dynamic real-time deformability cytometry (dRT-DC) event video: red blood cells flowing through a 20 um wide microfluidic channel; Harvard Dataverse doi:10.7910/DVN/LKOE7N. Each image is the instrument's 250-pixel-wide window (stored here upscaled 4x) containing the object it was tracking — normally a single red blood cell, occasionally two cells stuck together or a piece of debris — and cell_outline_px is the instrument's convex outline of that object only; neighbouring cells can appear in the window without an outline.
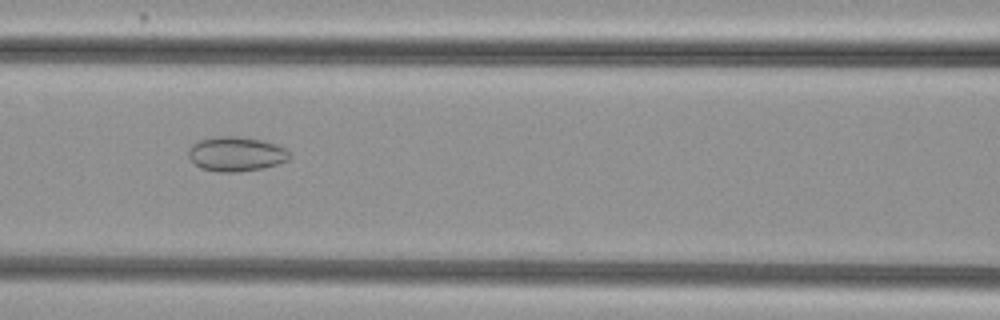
{"species": "common noctule bat (a hibernating species)", "species_latin": "Nyctalus noctula", "temperature_condition": "cold", "stored_images_in_passage": 44, "camera_frame_rate_fps": 3000, "um_per_image_px": 0.085, "animal": {"sex": "female", "body_mass_g": 29.2, "forearm_length_mm": 56.3}, "frame": {"image": 1, "passage_image": 14, "time_ms": 4.333, "image_size_px": [1000, 320], "cell_outline_px": [[292, 156], [288, 160], [264, 168], [236, 172], [220, 172], [200, 168], [188, 156], [188, 148], [196, 140], [212, 136], [236, 136], [264, 140], [276, 144], [284, 148]], "centroid_in_image_um": [20.04, 13.07], "position_along_channel_um": 146.6, "area_um2": 20.58}}
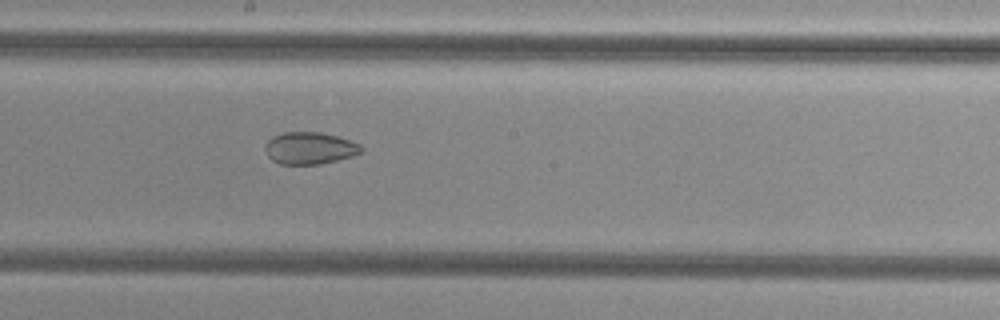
{"frame": {"image": 2, "passage_image": 20, "time_ms": 6.333, "image_size_px": [1000, 320], "cell_outline_px": [[364, 148], [360, 152], [352, 156], [320, 164], [280, 164], [272, 160], [268, 156], [264, 148], [264, 144], [272, 136], [284, 132], [320, 132], [336, 136], [360, 144]], "centroid_in_image_um": [26.29, 12.59], "position_along_channel_um": 221.9, "area_um2": 17.92}}
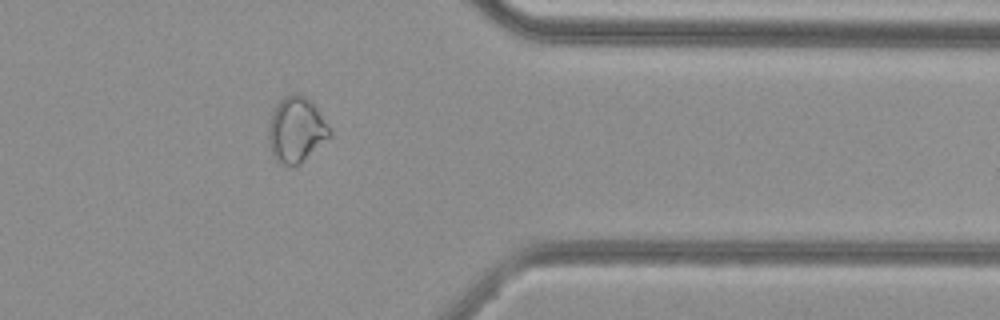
{"frame": {"image": 3, "passage_image": 34, "time_ms": 11.0, "image_size_px": [1000, 320], "cell_outline_px": [[332, 136], [300, 164], [292, 168], [288, 168], [280, 164], [272, 156], [268, 140], [268, 124], [272, 108], [288, 92], [296, 92], [304, 96], [316, 108], [332, 128]], "centroid_in_image_um": [25.16, 11.05], "position_along_channel_um": 386.2, "area_um2": 24.1}, "authors_computed_cell_mechanics": {"area_um2": 22.5709, "velocity_mm_per_s": 3.7756, "shape_relaxation_time_tau1_ms": null, "shape_relaxation_time_tau2_ms": 3.7792, "deformation_change_tau1": null, "deformation_change_tau2": 0.0854}}